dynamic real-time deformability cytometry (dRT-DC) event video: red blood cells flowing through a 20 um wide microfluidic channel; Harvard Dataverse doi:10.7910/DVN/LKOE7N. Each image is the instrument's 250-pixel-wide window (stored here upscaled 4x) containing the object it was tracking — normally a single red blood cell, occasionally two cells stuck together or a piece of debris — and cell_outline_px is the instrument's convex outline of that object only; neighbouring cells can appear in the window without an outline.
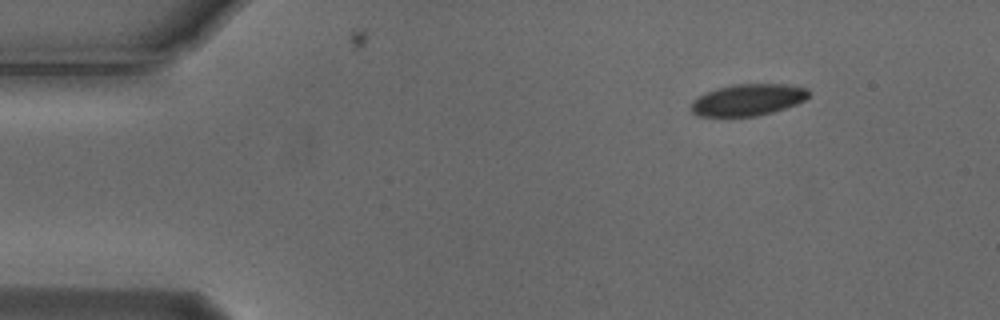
{"species": "Egyptian fruit bat (a non-hibernating species)", "species_latin": "Rousettus aegyptiacus", "temperature_condition": "cold", "stored_images_in_passage": 4, "camera_frame_rate_fps": 3000, "um_per_image_px": 0.085, "animal": {"sex": "male"}, "frame": {"image": 1, "passage_image": 1, "time_ms": 0.0, "image_size_px": [1000, 320], "cell_outline_px": [[808, 96], [804, 100], [796, 104], [772, 112], [756, 116], [696, 116], [692, 112], [692, 100], [716, 88], [732, 84], [784, 84], [808, 88]], "centroid_in_image_um": [63.56, 8.48], "position_along_channel_um": 21.4, "area_um2": 21.5}}
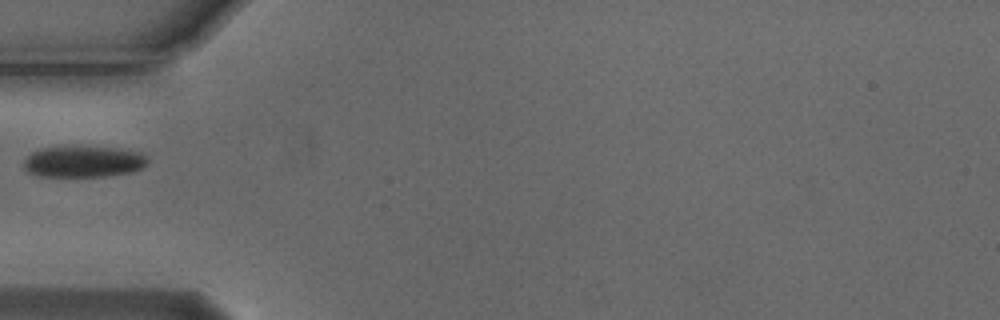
{"frame": {"image": 2, "passage_image": 4, "time_ms": 1.0, "image_size_px": [1000, 320], "cell_outline_px": [[148, 164], [144, 168], [132, 172], [108, 176], [40, 176], [28, 172], [24, 168], [24, 160], [32, 152], [40, 148], [80, 144], [120, 148], [140, 152], [148, 156]], "centroid_in_image_um": [7.14, 13.69], "position_along_channel_um": 77.9, "area_um2": 23.52}}